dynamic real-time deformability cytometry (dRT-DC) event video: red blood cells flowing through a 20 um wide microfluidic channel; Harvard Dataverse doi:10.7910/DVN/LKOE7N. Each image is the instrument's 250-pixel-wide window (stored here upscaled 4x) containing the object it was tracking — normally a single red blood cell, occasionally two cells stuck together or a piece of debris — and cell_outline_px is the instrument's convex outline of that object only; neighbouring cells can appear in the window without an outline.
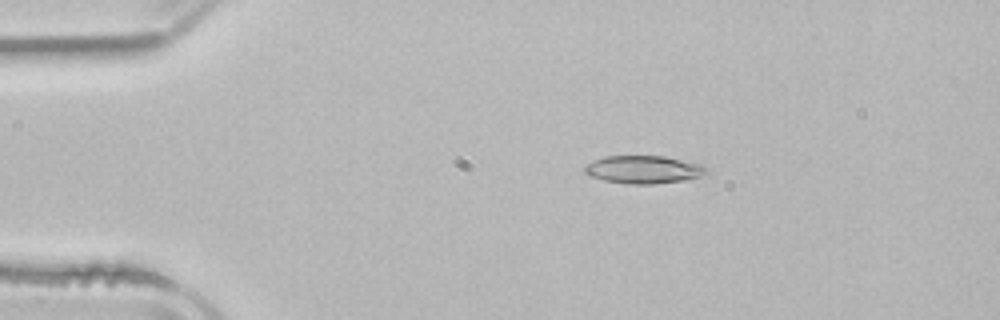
{"species": "common noctule bat (a hibernating species)", "species_latin": "Nyctalus noctula", "temperature_condition": "room temperature", "stored_images_in_passage": 4, "camera_frame_rate_fps": 3000, "um_per_image_px": 0.085, "animal": {"sex": "male", "body_mass_g": 21.5, "forearm_length_mm": 52.0}, "frame": {"image": 1, "passage_image": 3, "time_ms": 3.0, "image_size_px": [1000, 320], "cell_outline_px": [[708, 172], [704, 176], [684, 180], [652, 184], [628, 184], [604, 180], [592, 176], [584, 172], [584, 168], [592, 160], [604, 156], [664, 156], [704, 164], [708, 168]], "centroid_in_image_um": [54.76, 14.4], "position_along_channel_um": 30.2, "area_um2": 19.94}}